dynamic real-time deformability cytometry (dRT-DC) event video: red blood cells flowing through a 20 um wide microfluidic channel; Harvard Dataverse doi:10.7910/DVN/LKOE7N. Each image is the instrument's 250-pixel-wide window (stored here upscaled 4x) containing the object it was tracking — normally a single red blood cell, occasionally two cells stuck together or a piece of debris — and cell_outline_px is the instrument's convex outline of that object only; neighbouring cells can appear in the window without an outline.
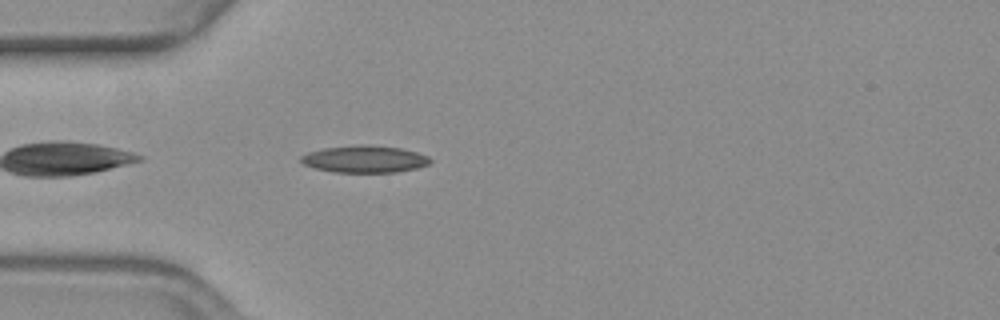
{"species": "common noctule bat (a hibernating species)", "species_latin": "Nyctalus noctula", "temperature_condition": "warm", "stored_images_in_passage": 37, "camera_frame_rate_fps": 3000, "um_per_image_px": 0.085, "animal": {"sex": "female", "body_mass_g": 19.3, "forearm_length_mm": 54.1}, "frame": {"image": 1, "passage_image": 3, "time_ms": 0.667, "image_size_px": [1000, 320], "cell_outline_px": [[432, 160], [428, 164], [416, 168], [396, 172], [332, 172], [316, 168], [304, 164], [300, 160], [300, 156], [308, 152], [324, 148], [360, 144], [364, 144], [400, 148], [416, 152], [428, 156]], "centroid_in_image_um": [30.98, 13.52], "position_along_channel_um": 54.0, "area_um2": 20.29}}
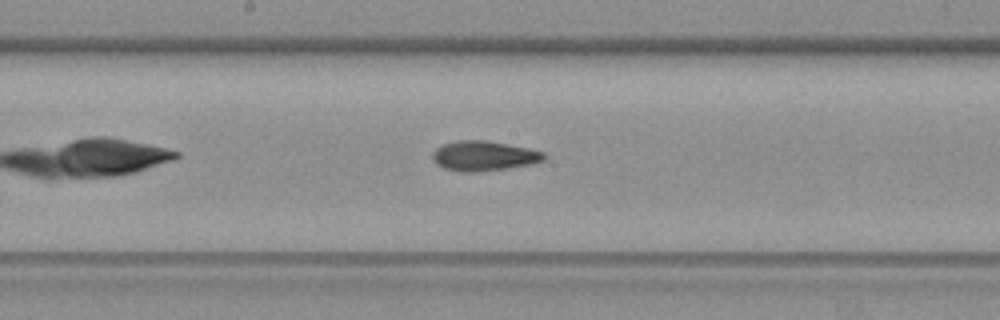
{"frame": {"image": 2, "passage_image": 16, "time_ms": 5.0, "image_size_px": [1000, 320], "cell_outline_px": [[548, 156], [544, 160], [532, 164], [508, 168], [476, 172], [460, 172], [444, 168], [436, 164], [432, 160], [432, 152], [436, 148], [444, 144], [456, 140], [488, 140], [528, 148], [544, 152]], "centroid_in_image_um": [41.12, 13.25], "position_along_channel_um": 207.1, "area_um2": 19.65}}
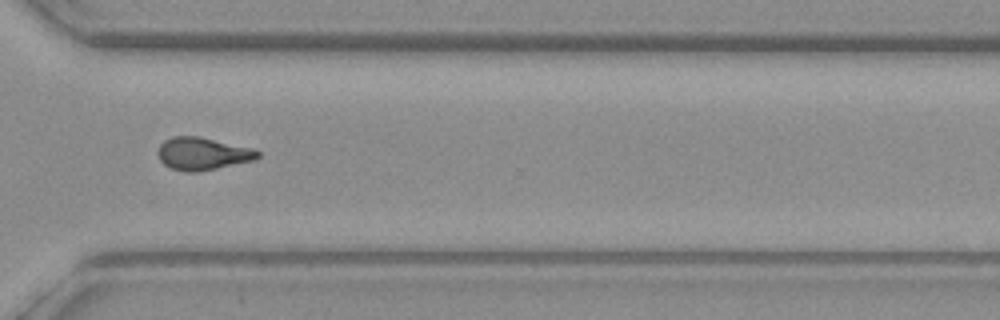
{"frame": {"image": 3, "passage_image": 28, "time_ms": 9.0, "image_size_px": [1000, 320], "cell_outline_px": [[260, 156], [256, 160], [196, 172], [184, 172], [172, 168], [164, 164], [160, 160], [156, 152], [160, 144], [164, 140], [172, 136], [200, 136], [256, 148], [260, 152]], "centroid_in_image_um": [17.25, 13.05], "position_along_channel_um": 353.4, "area_um2": 19.31}, "authors_computed_cell_mechanics": {"area_um2": 18.9584, "velocity_mm_per_s": 3.6672, "shape_relaxation_time_tau1_ms": null, "shape_relaxation_time_tau2_ms": 4.1746, "deformation_change_tau1": null, "deformation_change_tau2": 0.1245}}